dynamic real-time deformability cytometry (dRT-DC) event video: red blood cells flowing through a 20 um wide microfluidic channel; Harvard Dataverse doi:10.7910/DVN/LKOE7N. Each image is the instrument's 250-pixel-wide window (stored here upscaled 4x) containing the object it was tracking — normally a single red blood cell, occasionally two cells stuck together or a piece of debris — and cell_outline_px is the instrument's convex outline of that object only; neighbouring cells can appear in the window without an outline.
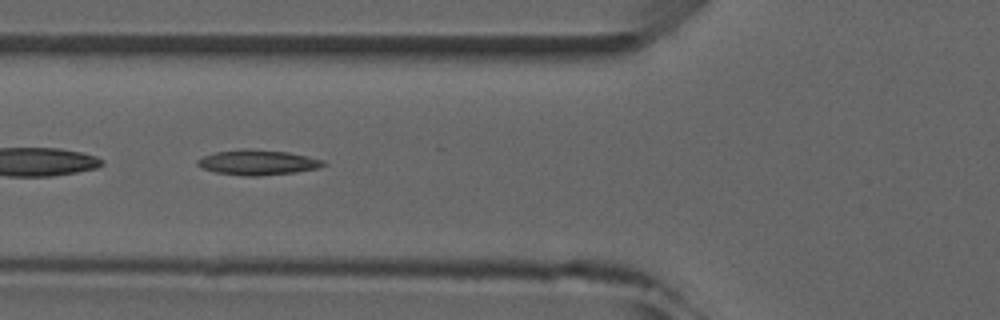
{"species": "common noctule bat (a hibernating species)", "species_latin": "Nyctalus noctula", "temperature_condition": "room temperature", "stored_images_in_passage": 8, "camera_frame_rate_fps": 3000, "um_per_image_px": 0.085, "animal": {"sex": "male", "forearm_length_mm": 52.5}, "frame": {"image": 1, "passage_image": 6, "time_ms": 5.667, "image_size_px": [1000, 320], "cell_outline_px": [[328, 164], [320, 168], [296, 172], [260, 176], [244, 176], [216, 172], [200, 168], [196, 164], [196, 160], [204, 156], [216, 152], [244, 148], [248, 148], [288, 152], [308, 156], [324, 160]], "centroid_in_image_um": [21.93, 13.8], "position_along_channel_um": 103.9, "area_um2": 18.67}}
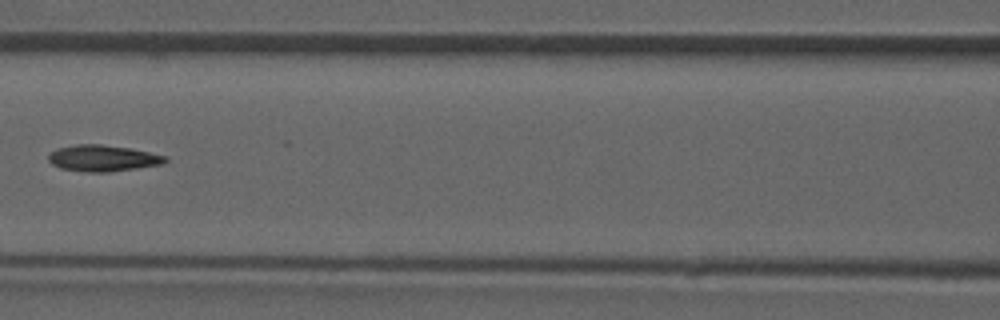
{"frame": {"image": 2, "passage_image": 7, "time_ms": 7.0, "image_size_px": [1000, 320], "cell_outline_px": [[168, 160], [164, 164], [108, 172], [84, 172], [60, 168], [52, 164], [48, 160], [48, 156], [56, 148], [76, 144], [100, 144], [128, 148], [168, 156]], "centroid_in_image_um": [8.74, 13.45], "position_along_channel_um": 157.9, "area_um2": 17.92}}